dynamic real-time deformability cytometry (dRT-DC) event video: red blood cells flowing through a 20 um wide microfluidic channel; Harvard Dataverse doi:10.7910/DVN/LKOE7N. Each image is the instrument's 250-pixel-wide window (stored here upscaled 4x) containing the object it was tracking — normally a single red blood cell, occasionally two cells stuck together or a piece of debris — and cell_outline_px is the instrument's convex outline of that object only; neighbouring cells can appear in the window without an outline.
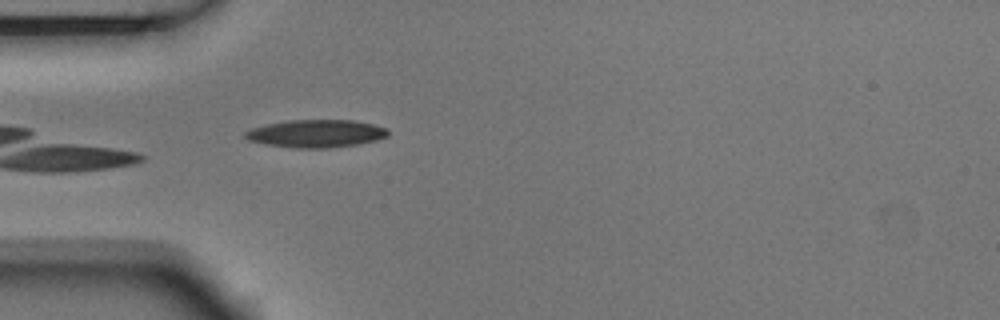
{"species": "Egyptian fruit bat (a non-hibernating species)", "species_latin": "Rousettus aegyptiacus", "temperature_condition": "room temperature", "stored_images_in_passage": 4, "camera_frame_rate_fps": 3000, "um_per_image_px": 0.085, "animal": {"sex": "male"}, "frame": {"image": 1, "passage_image": 4, "time_ms": 1.0, "image_size_px": [1000, 320], "cell_outline_px": [[388, 136], [376, 140], [356, 144], [328, 148], [292, 148], [268, 144], [248, 140], [244, 136], [244, 132], [252, 128], [268, 124], [288, 120], [352, 120], [372, 124], [388, 128]], "centroid_in_image_um": [26.87, 11.35], "position_along_channel_um": 58.1, "area_um2": 22.95}}